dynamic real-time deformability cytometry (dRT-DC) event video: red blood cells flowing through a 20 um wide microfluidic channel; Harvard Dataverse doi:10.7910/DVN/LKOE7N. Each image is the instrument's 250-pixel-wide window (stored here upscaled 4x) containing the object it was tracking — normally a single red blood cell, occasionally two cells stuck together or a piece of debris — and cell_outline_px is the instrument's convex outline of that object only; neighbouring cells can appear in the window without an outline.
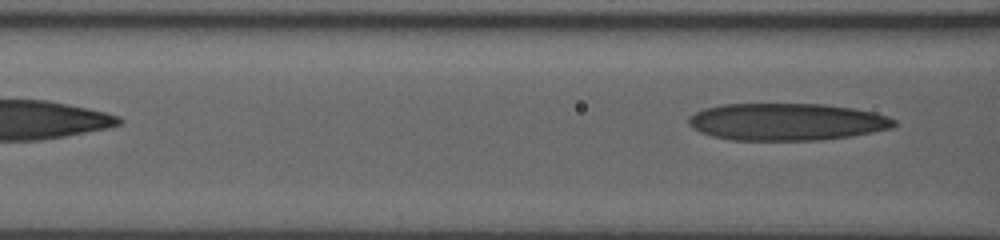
{"species": "human", "species_latin": "Homo sapiens", "temperature_condition": "room temperature", "stored_images_in_passage": 12, "segment_of_instrument_passage": [2, 2], "camera_frame_rate_fps": 3000, "um_per_image_px": 0.085, "donor": {"sex": "male"}, "frame": {"image": 1, "passage_image": 12, "time_ms": 5.667, "image_size_px": [1000, 240], "cell_outline_px": [[896, 124], [892, 128], [872, 132], [848, 136], [820, 140], [732, 140], [712, 136], [700, 132], [692, 128], [688, 124], [688, 116], [704, 108], [720, 104], [824, 104], [852, 108], [872, 112], [888, 116], [896, 120]], "centroid_in_image_um": [66.83, 10.35], "position_along_channel_um": 99.8, "area_um2": 44.62}}